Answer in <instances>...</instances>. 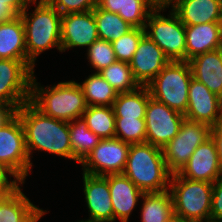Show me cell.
<instances>
[{"label": "cell", "mask_w": 222, "mask_h": 222, "mask_svg": "<svg viewBox=\"0 0 222 222\" xmlns=\"http://www.w3.org/2000/svg\"><path fill=\"white\" fill-rule=\"evenodd\" d=\"M93 13L99 39L113 42L134 28L119 14L101 9L98 5L93 9Z\"/></svg>", "instance_id": "cell-28"}, {"label": "cell", "mask_w": 222, "mask_h": 222, "mask_svg": "<svg viewBox=\"0 0 222 222\" xmlns=\"http://www.w3.org/2000/svg\"><path fill=\"white\" fill-rule=\"evenodd\" d=\"M82 117L88 129L101 139L115 137V116L112 106H87Z\"/></svg>", "instance_id": "cell-29"}, {"label": "cell", "mask_w": 222, "mask_h": 222, "mask_svg": "<svg viewBox=\"0 0 222 222\" xmlns=\"http://www.w3.org/2000/svg\"><path fill=\"white\" fill-rule=\"evenodd\" d=\"M104 177L110 188L114 222L117 218L120 222H128L143 192L123 174H108Z\"/></svg>", "instance_id": "cell-18"}, {"label": "cell", "mask_w": 222, "mask_h": 222, "mask_svg": "<svg viewBox=\"0 0 222 222\" xmlns=\"http://www.w3.org/2000/svg\"><path fill=\"white\" fill-rule=\"evenodd\" d=\"M185 119L209 125L222 123V98L212 93L202 82L191 78Z\"/></svg>", "instance_id": "cell-13"}, {"label": "cell", "mask_w": 222, "mask_h": 222, "mask_svg": "<svg viewBox=\"0 0 222 222\" xmlns=\"http://www.w3.org/2000/svg\"><path fill=\"white\" fill-rule=\"evenodd\" d=\"M115 137L129 144L146 142L145 119L115 118Z\"/></svg>", "instance_id": "cell-31"}, {"label": "cell", "mask_w": 222, "mask_h": 222, "mask_svg": "<svg viewBox=\"0 0 222 222\" xmlns=\"http://www.w3.org/2000/svg\"><path fill=\"white\" fill-rule=\"evenodd\" d=\"M125 0H97V5L106 11L124 14Z\"/></svg>", "instance_id": "cell-39"}, {"label": "cell", "mask_w": 222, "mask_h": 222, "mask_svg": "<svg viewBox=\"0 0 222 222\" xmlns=\"http://www.w3.org/2000/svg\"><path fill=\"white\" fill-rule=\"evenodd\" d=\"M169 62L163 50L145 34L129 64L139 85L147 86Z\"/></svg>", "instance_id": "cell-15"}, {"label": "cell", "mask_w": 222, "mask_h": 222, "mask_svg": "<svg viewBox=\"0 0 222 222\" xmlns=\"http://www.w3.org/2000/svg\"><path fill=\"white\" fill-rule=\"evenodd\" d=\"M33 13L28 7L20 14L25 28L27 62L34 68L37 56L56 47L61 49L62 15L48 2L38 1ZM30 15V16H29Z\"/></svg>", "instance_id": "cell-3"}, {"label": "cell", "mask_w": 222, "mask_h": 222, "mask_svg": "<svg viewBox=\"0 0 222 222\" xmlns=\"http://www.w3.org/2000/svg\"><path fill=\"white\" fill-rule=\"evenodd\" d=\"M98 73L110 83L117 93L130 92L140 86L135 80L128 62L116 60Z\"/></svg>", "instance_id": "cell-30"}, {"label": "cell", "mask_w": 222, "mask_h": 222, "mask_svg": "<svg viewBox=\"0 0 222 222\" xmlns=\"http://www.w3.org/2000/svg\"><path fill=\"white\" fill-rule=\"evenodd\" d=\"M150 96L147 86H139L133 91L118 93L112 105L115 118L144 119Z\"/></svg>", "instance_id": "cell-24"}, {"label": "cell", "mask_w": 222, "mask_h": 222, "mask_svg": "<svg viewBox=\"0 0 222 222\" xmlns=\"http://www.w3.org/2000/svg\"><path fill=\"white\" fill-rule=\"evenodd\" d=\"M15 114L16 110L12 106L0 104V127L8 122Z\"/></svg>", "instance_id": "cell-41"}, {"label": "cell", "mask_w": 222, "mask_h": 222, "mask_svg": "<svg viewBox=\"0 0 222 222\" xmlns=\"http://www.w3.org/2000/svg\"><path fill=\"white\" fill-rule=\"evenodd\" d=\"M87 59L95 68V72H99L114 63L116 58L111 42L98 38L87 48Z\"/></svg>", "instance_id": "cell-34"}, {"label": "cell", "mask_w": 222, "mask_h": 222, "mask_svg": "<svg viewBox=\"0 0 222 222\" xmlns=\"http://www.w3.org/2000/svg\"><path fill=\"white\" fill-rule=\"evenodd\" d=\"M210 137L209 125L184 119L177 136L162 149L168 171L179 173L195 149Z\"/></svg>", "instance_id": "cell-10"}, {"label": "cell", "mask_w": 222, "mask_h": 222, "mask_svg": "<svg viewBox=\"0 0 222 222\" xmlns=\"http://www.w3.org/2000/svg\"><path fill=\"white\" fill-rule=\"evenodd\" d=\"M71 139L72 160L81 163L99 144L101 138L87 127L83 117L68 122Z\"/></svg>", "instance_id": "cell-25"}, {"label": "cell", "mask_w": 222, "mask_h": 222, "mask_svg": "<svg viewBox=\"0 0 222 222\" xmlns=\"http://www.w3.org/2000/svg\"><path fill=\"white\" fill-rule=\"evenodd\" d=\"M211 138L215 141L219 157V168L222 177V123L211 128Z\"/></svg>", "instance_id": "cell-40"}, {"label": "cell", "mask_w": 222, "mask_h": 222, "mask_svg": "<svg viewBox=\"0 0 222 222\" xmlns=\"http://www.w3.org/2000/svg\"><path fill=\"white\" fill-rule=\"evenodd\" d=\"M144 35V28H133L118 40L111 42L116 60L129 63Z\"/></svg>", "instance_id": "cell-32"}, {"label": "cell", "mask_w": 222, "mask_h": 222, "mask_svg": "<svg viewBox=\"0 0 222 222\" xmlns=\"http://www.w3.org/2000/svg\"><path fill=\"white\" fill-rule=\"evenodd\" d=\"M33 0H0V23L8 22L19 16Z\"/></svg>", "instance_id": "cell-36"}, {"label": "cell", "mask_w": 222, "mask_h": 222, "mask_svg": "<svg viewBox=\"0 0 222 222\" xmlns=\"http://www.w3.org/2000/svg\"><path fill=\"white\" fill-rule=\"evenodd\" d=\"M61 15L92 11L97 0H47Z\"/></svg>", "instance_id": "cell-35"}, {"label": "cell", "mask_w": 222, "mask_h": 222, "mask_svg": "<svg viewBox=\"0 0 222 222\" xmlns=\"http://www.w3.org/2000/svg\"><path fill=\"white\" fill-rule=\"evenodd\" d=\"M169 189L162 192L143 193L141 222H165L174 214L173 199Z\"/></svg>", "instance_id": "cell-26"}, {"label": "cell", "mask_w": 222, "mask_h": 222, "mask_svg": "<svg viewBox=\"0 0 222 222\" xmlns=\"http://www.w3.org/2000/svg\"><path fill=\"white\" fill-rule=\"evenodd\" d=\"M99 38L93 10L67 13L61 18V49L90 47Z\"/></svg>", "instance_id": "cell-14"}, {"label": "cell", "mask_w": 222, "mask_h": 222, "mask_svg": "<svg viewBox=\"0 0 222 222\" xmlns=\"http://www.w3.org/2000/svg\"><path fill=\"white\" fill-rule=\"evenodd\" d=\"M87 106H112L118 93L98 72L79 83Z\"/></svg>", "instance_id": "cell-27"}, {"label": "cell", "mask_w": 222, "mask_h": 222, "mask_svg": "<svg viewBox=\"0 0 222 222\" xmlns=\"http://www.w3.org/2000/svg\"><path fill=\"white\" fill-rule=\"evenodd\" d=\"M122 174L143 193L168 190L172 175L168 171L162 149L147 142L130 144Z\"/></svg>", "instance_id": "cell-2"}, {"label": "cell", "mask_w": 222, "mask_h": 222, "mask_svg": "<svg viewBox=\"0 0 222 222\" xmlns=\"http://www.w3.org/2000/svg\"><path fill=\"white\" fill-rule=\"evenodd\" d=\"M181 177L214 183L221 177L215 141L210 137L200 144L178 173Z\"/></svg>", "instance_id": "cell-17"}, {"label": "cell", "mask_w": 222, "mask_h": 222, "mask_svg": "<svg viewBox=\"0 0 222 222\" xmlns=\"http://www.w3.org/2000/svg\"><path fill=\"white\" fill-rule=\"evenodd\" d=\"M25 134L29 158L33 150L72 160L68 122L44 115L30 101L16 110Z\"/></svg>", "instance_id": "cell-1"}, {"label": "cell", "mask_w": 222, "mask_h": 222, "mask_svg": "<svg viewBox=\"0 0 222 222\" xmlns=\"http://www.w3.org/2000/svg\"><path fill=\"white\" fill-rule=\"evenodd\" d=\"M13 192H0V203L1 201L8 195L12 194Z\"/></svg>", "instance_id": "cell-44"}, {"label": "cell", "mask_w": 222, "mask_h": 222, "mask_svg": "<svg viewBox=\"0 0 222 222\" xmlns=\"http://www.w3.org/2000/svg\"><path fill=\"white\" fill-rule=\"evenodd\" d=\"M165 222H188L177 214H172Z\"/></svg>", "instance_id": "cell-43"}, {"label": "cell", "mask_w": 222, "mask_h": 222, "mask_svg": "<svg viewBox=\"0 0 222 222\" xmlns=\"http://www.w3.org/2000/svg\"><path fill=\"white\" fill-rule=\"evenodd\" d=\"M30 102L44 115L66 122L82 117L87 108L82 88L73 80L44 88L33 76Z\"/></svg>", "instance_id": "cell-4"}, {"label": "cell", "mask_w": 222, "mask_h": 222, "mask_svg": "<svg viewBox=\"0 0 222 222\" xmlns=\"http://www.w3.org/2000/svg\"><path fill=\"white\" fill-rule=\"evenodd\" d=\"M192 77L222 98V49L205 52L187 61Z\"/></svg>", "instance_id": "cell-21"}, {"label": "cell", "mask_w": 222, "mask_h": 222, "mask_svg": "<svg viewBox=\"0 0 222 222\" xmlns=\"http://www.w3.org/2000/svg\"><path fill=\"white\" fill-rule=\"evenodd\" d=\"M0 164L23 183L33 163L29 158L22 123L17 114L0 127Z\"/></svg>", "instance_id": "cell-9"}, {"label": "cell", "mask_w": 222, "mask_h": 222, "mask_svg": "<svg viewBox=\"0 0 222 222\" xmlns=\"http://www.w3.org/2000/svg\"><path fill=\"white\" fill-rule=\"evenodd\" d=\"M0 59L27 60L25 28L20 15L0 23Z\"/></svg>", "instance_id": "cell-23"}, {"label": "cell", "mask_w": 222, "mask_h": 222, "mask_svg": "<svg viewBox=\"0 0 222 222\" xmlns=\"http://www.w3.org/2000/svg\"><path fill=\"white\" fill-rule=\"evenodd\" d=\"M210 222H222V177L213 183Z\"/></svg>", "instance_id": "cell-37"}, {"label": "cell", "mask_w": 222, "mask_h": 222, "mask_svg": "<svg viewBox=\"0 0 222 222\" xmlns=\"http://www.w3.org/2000/svg\"><path fill=\"white\" fill-rule=\"evenodd\" d=\"M144 119L146 142L163 149L177 136L185 116L150 96Z\"/></svg>", "instance_id": "cell-11"}, {"label": "cell", "mask_w": 222, "mask_h": 222, "mask_svg": "<svg viewBox=\"0 0 222 222\" xmlns=\"http://www.w3.org/2000/svg\"><path fill=\"white\" fill-rule=\"evenodd\" d=\"M171 8L185 26L222 22V0H174Z\"/></svg>", "instance_id": "cell-20"}, {"label": "cell", "mask_w": 222, "mask_h": 222, "mask_svg": "<svg viewBox=\"0 0 222 222\" xmlns=\"http://www.w3.org/2000/svg\"><path fill=\"white\" fill-rule=\"evenodd\" d=\"M33 76L27 60L0 59V104L17 110L29 102Z\"/></svg>", "instance_id": "cell-8"}, {"label": "cell", "mask_w": 222, "mask_h": 222, "mask_svg": "<svg viewBox=\"0 0 222 222\" xmlns=\"http://www.w3.org/2000/svg\"><path fill=\"white\" fill-rule=\"evenodd\" d=\"M155 8H169L174 0H148Z\"/></svg>", "instance_id": "cell-42"}, {"label": "cell", "mask_w": 222, "mask_h": 222, "mask_svg": "<svg viewBox=\"0 0 222 222\" xmlns=\"http://www.w3.org/2000/svg\"><path fill=\"white\" fill-rule=\"evenodd\" d=\"M83 191L89 209L87 222H114L108 180L104 176L90 175L83 172Z\"/></svg>", "instance_id": "cell-16"}, {"label": "cell", "mask_w": 222, "mask_h": 222, "mask_svg": "<svg viewBox=\"0 0 222 222\" xmlns=\"http://www.w3.org/2000/svg\"><path fill=\"white\" fill-rule=\"evenodd\" d=\"M166 8H155L148 16L145 34L153 40L170 61H185V25L171 10L166 17L161 11Z\"/></svg>", "instance_id": "cell-7"}, {"label": "cell", "mask_w": 222, "mask_h": 222, "mask_svg": "<svg viewBox=\"0 0 222 222\" xmlns=\"http://www.w3.org/2000/svg\"><path fill=\"white\" fill-rule=\"evenodd\" d=\"M191 78V69L187 61H170L147 87L152 98L185 114Z\"/></svg>", "instance_id": "cell-6"}, {"label": "cell", "mask_w": 222, "mask_h": 222, "mask_svg": "<svg viewBox=\"0 0 222 222\" xmlns=\"http://www.w3.org/2000/svg\"><path fill=\"white\" fill-rule=\"evenodd\" d=\"M169 189L175 214L188 222H210L213 183L176 173L171 175Z\"/></svg>", "instance_id": "cell-5"}, {"label": "cell", "mask_w": 222, "mask_h": 222, "mask_svg": "<svg viewBox=\"0 0 222 222\" xmlns=\"http://www.w3.org/2000/svg\"><path fill=\"white\" fill-rule=\"evenodd\" d=\"M185 61L197 55L214 51L222 45V22L185 26Z\"/></svg>", "instance_id": "cell-19"}, {"label": "cell", "mask_w": 222, "mask_h": 222, "mask_svg": "<svg viewBox=\"0 0 222 222\" xmlns=\"http://www.w3.org/2000/svg\"><path fill=\"white\" fill-rule=\"evenodd\" d=\"M154 9L148 0H125L124 14L119 15L134 28H145L148 16Z\"/></svg>", "instance_id": "cell-33"}, {"label": "cell", "mask_w": 222, "mask_h": 222, "mask_svg": "<svg viewBox=\"0 0 222 222\" xmlns=\"http://www.w3.org/2000/svg\"><path fill=\"white\" fill-rule=\"evenodd\" d=\"M130 144L114 138L101 139L99 144L80 163L84 173L96 176L122 174Z\"/></svg>", "instance_id": "cell-12"}, {"label": "cell", "mask_w": 222, "mask_h": 222, "mask_svg": "<svg viewBox=\"0 0 222 222\" xmlns=\"http://www.w3.org/2000/svg\"><path fill=\"white\" fill-rule=\"evenodd\" d=\"M8 175L11 176L10 178L14 177V179L9 180ZM21 184L24 183L12 171L0 164V192H14Z\"/></svg>", "instance_id": "cell-38"}, {"label": "cell", "mask_w": 222, "mask_h": 222, "mask_svg": "<svg viewBox=\"0 0 222 222\" xmlns=\"http://www.w3.org/2000/svg\"><path fill=\"white\" fill-rule=\"evenodd\" d=\"M46 213L31 203L20 187L0 203V222H38Z\"/></svg>", "instance_id": "cell-22"}]
</instances>
